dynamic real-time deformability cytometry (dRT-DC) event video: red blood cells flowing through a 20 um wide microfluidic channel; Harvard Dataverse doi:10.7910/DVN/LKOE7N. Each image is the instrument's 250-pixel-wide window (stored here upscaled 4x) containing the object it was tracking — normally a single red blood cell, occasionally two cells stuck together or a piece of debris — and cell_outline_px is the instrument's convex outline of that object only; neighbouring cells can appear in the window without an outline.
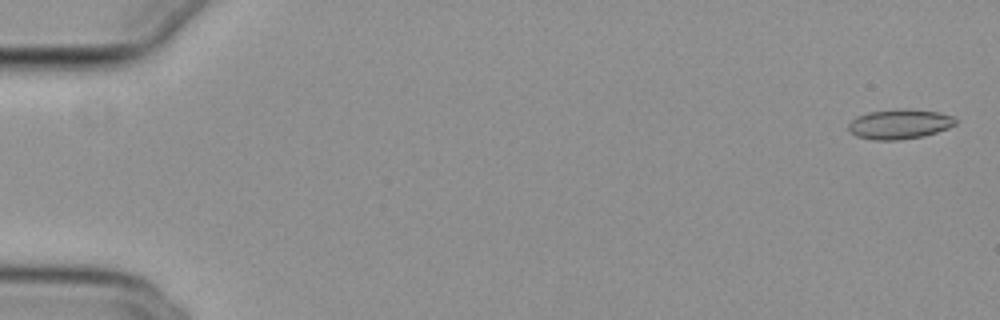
{"species": "common noctule bat (a hibernating species)", "species_latin": "Nyctalus noctula", "temperature_condition": "cold", "stored_images_in_passage": 56, "camera_frame_rate_fps": 3000, "um_per_image_px": 0.085, "animal": {"sex": "female", "body_mass_g": 29.2, "forearm_length_mm": 56.3}, "frame": {"image": 1, "passage_image": 2, "time_ms": 0.333, "image_size_px": [1000, 320], "cell_outline_px": [[956, 124], [948, 128], [924, 136], [900, 140], [872, 140], [856, 136], [848, 128], [848, 124], [856, 116], [868, 112], [900, 108], [912, 108], [940, 112], [956, 116]], "centroid_in_image_um": [76.49, 10.53], "position_along_channel_um": 8.5, "area_um2": 18.96}}
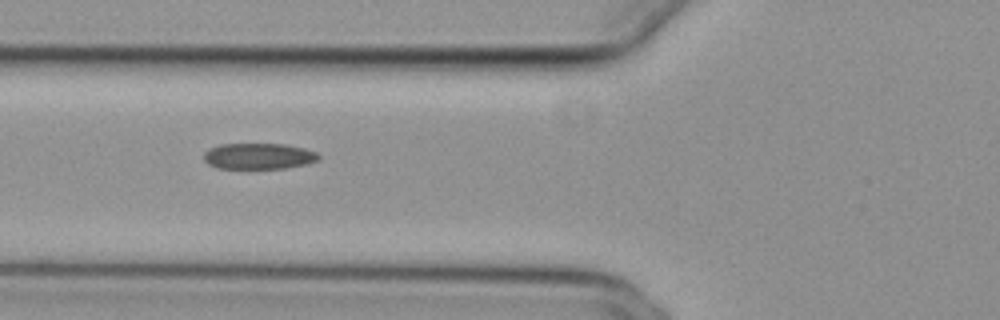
{"frame": {"image": 2, "passage_image": 22, "time_ms": 7.0, "image_size_px": [1000, 320], "cell_outline_px": [[320, 160], [308, 164], [284, 168], [216, 168], [208, 164], [204, 160], [204, 152], [208, 148], [220, 144], [284, 144], [304, 148], [316, 152], [320, 156]], "centroid_in_image_um": [21.99, 13.27], "position_along_channel_um": 103.8, "area_um2": 17.51}}
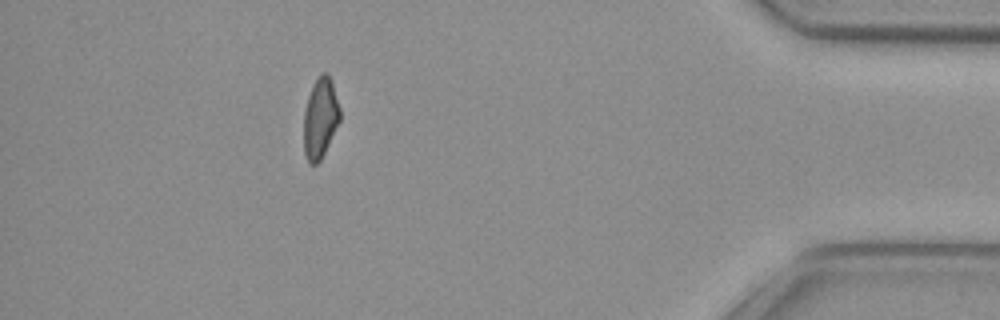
{"frame": {"image": 3, "passage_image": 50, "time_ms": 16.333, "image_size_px": [1000, 320], "cell_outline_px": [[340, 120], [320, 160], [316, 164], [308, 164], [304, 152], [304, 112], [308, 96], [312, 84], [320, 72], [328, 72], [332, 80], [340, 108]], "centroid_in_image_um": [27.22, 9.98], "position_along_channel_um": 408.0, "area_um2": 17.05}, "authors_computed_cell_mechanics": {"area_um2": 17.8313, "velocity_mm_per_s": 3.7966, "shape_relaxation_time_tau1_ms": null, "shape_relaxation_time_tau2_ms": 4.9412, "deformation_change_tau1": null, "deformation_change_tau2": 0.1218}}